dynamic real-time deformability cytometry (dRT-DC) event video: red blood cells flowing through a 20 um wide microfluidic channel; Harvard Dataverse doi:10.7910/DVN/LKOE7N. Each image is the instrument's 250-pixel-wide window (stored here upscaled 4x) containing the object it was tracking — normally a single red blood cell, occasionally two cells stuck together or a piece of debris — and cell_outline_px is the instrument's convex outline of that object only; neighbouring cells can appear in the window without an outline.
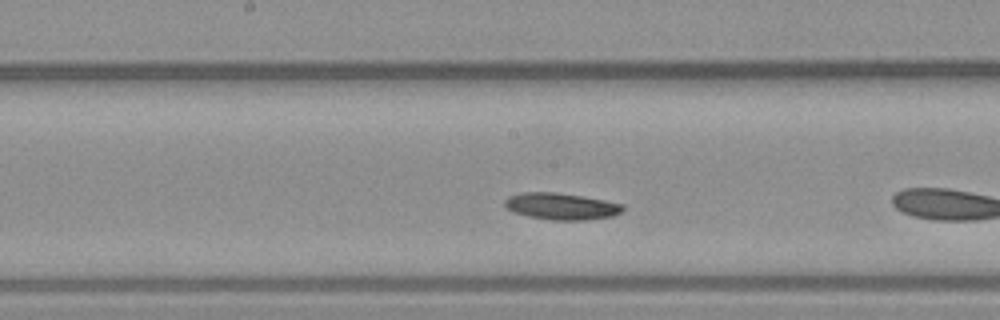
{"species": "common noctule bat (a hibernating species)", "species_latin": "Nyctalus noctula", "temperature_condition": "warm", "stored_images_in_passage": 29, "camera_frame_rate_fps": 3000, "um_per_image_px": 0.085, "animal": {"sex": "male", "body_mass_g": 23.1, "forearm_length_mm": 52.7}, "frame": {"image": 1, "passage_image": 9, "time_ms": 2.667, "image_size_px": [1000, 320], "cell_outline_px": [[624, 208], [620, 212], [612, 216], [584, 220], [552, 220], [528, 216], [512, 212], [504, 204], [504, 200], [508, 196], [520, 192], [556, 192], [604, 200], [624, 204]], "centroid_in_image_um": [47.67, 17.53], "position_along_channel_um": 200.5, "area_um2": 18.32}}